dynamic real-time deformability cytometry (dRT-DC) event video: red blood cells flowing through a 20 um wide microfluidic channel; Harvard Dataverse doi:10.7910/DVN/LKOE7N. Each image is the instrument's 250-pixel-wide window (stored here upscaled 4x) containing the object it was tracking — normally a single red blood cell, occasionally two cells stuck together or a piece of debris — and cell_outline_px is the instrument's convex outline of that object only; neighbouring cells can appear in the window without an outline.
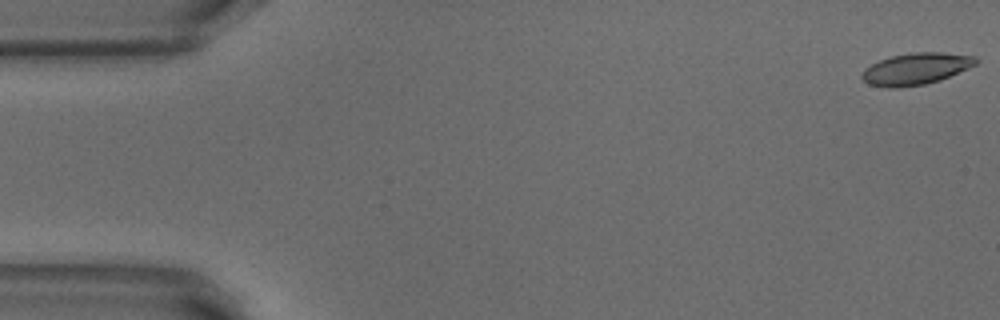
{"species": "common noctule bat (a hibernating species)", "species_latin": "Nyctalus noctula", "temperature_condition": "warm", "stored_images_in_passage": 52, "camera_frame_rate_fps": 3000, "um_per_image_px": 0.085, "animal": {"sex": "male", "body_mass_g": 18.8}, "frame": {"image": 1, "passage_image": 1, "time_ms": 0.0, "image_size_px": [1000, 320], "cell_outline_px": [[980, 60], [976, 64], [968, 68], [940, 80], [924, 84], [900, 88], [888, 88], [868, 84], [860, 76], [864, 68], [880, 60], [892, 56], [908, 52], [940, 52], [976, 56]], "centroid_in_image_um": [77.84, 5.85], "position_along_channel_um": 7.2, "area_um2": 21.15}}
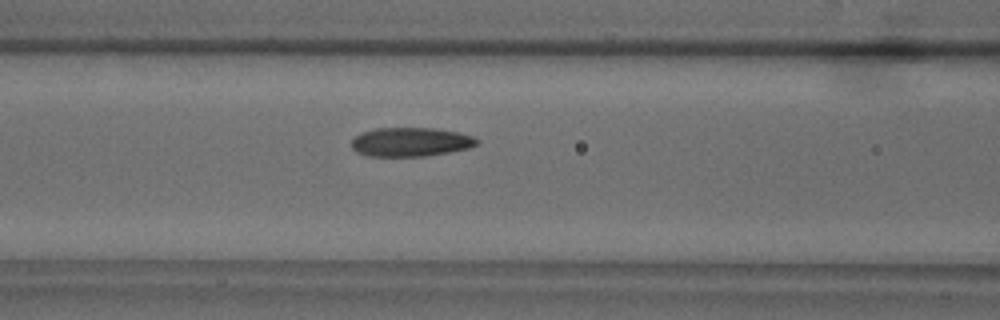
{"frame": {"image": 2, "passage_image": 21, "time_ms": 6.667, "image_size_px": [1000, 320], "cell_outline_px": [[480, 140], [476, 144], [468, 148], [452, 152], [428, 156], [368, 156], [356, 152], [352, 148], [352, 140], [360, 132], [376, 128], [432, 128], [456, 132], [472, 136]], "centroid_in_image_um": [34.89, 12.07], "position_along_channel_um": 131.7, "area_um2": 21.21}}
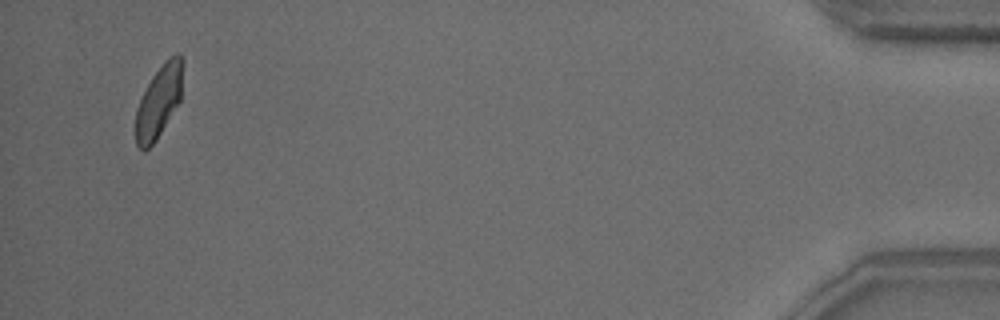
{"frame": {"image": 3, "passage_image": 50, "time_ms": 16.333, "image_size_px": [1000, 320], "cell_outline_px": [[184, 60], [180, 100], [156, 140], [144, 152], [136, 144], [136, 108], [152, 76], [164, 60], [168, 56], [176, 52], [180, 52]], "centroid_in_image_um": [13.53, 8.55], "position_along_channel_um": 421.7, "area_um2": 19.88}, "authors_computed_cell_mechanics": {"area_um2": 21.1837, "velocity_mm_per_s": 3.8607, "shape_relaxation_time_tau1_ms": 4.0505, "shape_relaxation_time_tau2_ms": 1.9689, "deformation_change_tau1": 0.1233, "deformation_change_tau2": 0.0747}}